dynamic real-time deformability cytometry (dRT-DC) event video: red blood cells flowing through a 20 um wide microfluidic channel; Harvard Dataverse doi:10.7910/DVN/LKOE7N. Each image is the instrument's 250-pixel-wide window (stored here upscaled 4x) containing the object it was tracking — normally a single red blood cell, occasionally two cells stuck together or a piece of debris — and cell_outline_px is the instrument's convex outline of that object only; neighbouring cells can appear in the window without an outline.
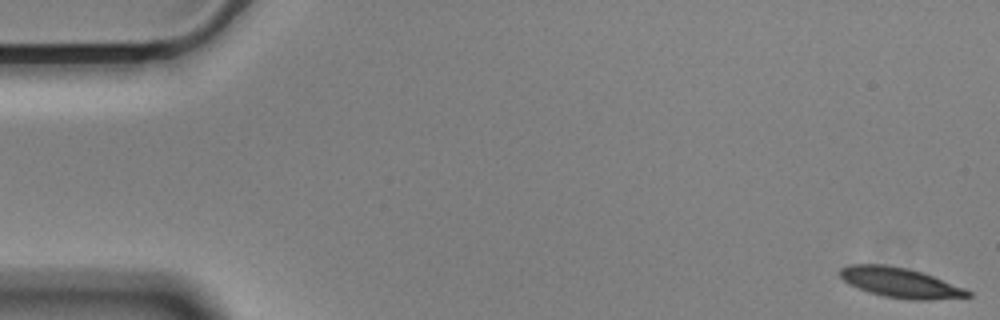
{"species": "Egyptian fruit bat (a non-hibernating species)", "species_latin": "Rousettus aegyptiacus", "temperature_condition": "cold", "stored_images_in_passage": 57, "camera_frame_rate_fps": 3000, "um_per_image_px": 0.085, "animal": {"sex": "male"}, "frame": {"image": 1, "passage_image": 1, "time_ms": 0.0, "image_size_px": [1000, 320], "cell_outline_px": [[972, 296], [932, 300], [908, 300], [884, 296], [868, 292], [848, 284], [840, 276], [840, 268], [848, 264], [884, 264], [908, 268], [932, 276], [964, 288], [972, 292]], "centroid_in_image_um": [76.49, 24.03], "position_along_channel_um": 8.5, "area_um2": 22.31}}
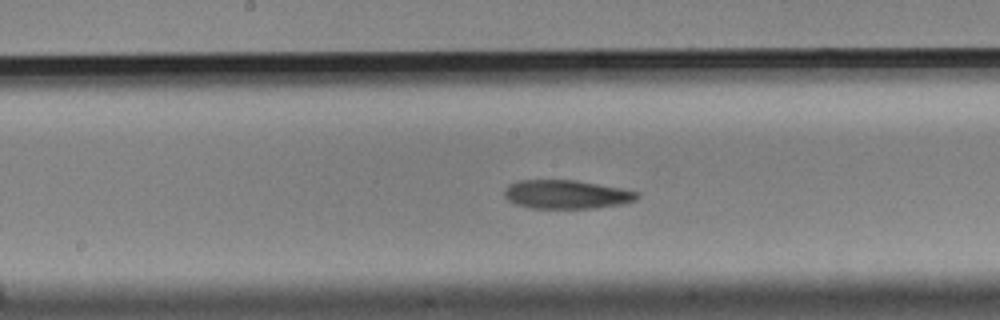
{"frame": {"image": 2, "passage_image": 29, "time_ms": 9.333, "image_size_px": [1000, 320], "cell_outline_px": [[640, 196], [636, 200], [624, 204], [592, 208], [528, 208], [516, 204], [508, 200], [504, 196], [504, 188], [508, 184], [520, 180], [576, 180], [620, 188], [640, 192]], "centroid_in_image_um": [48.15, 16.52], "position_along_channel_um": 200.1, "area_um2": 22.37}}
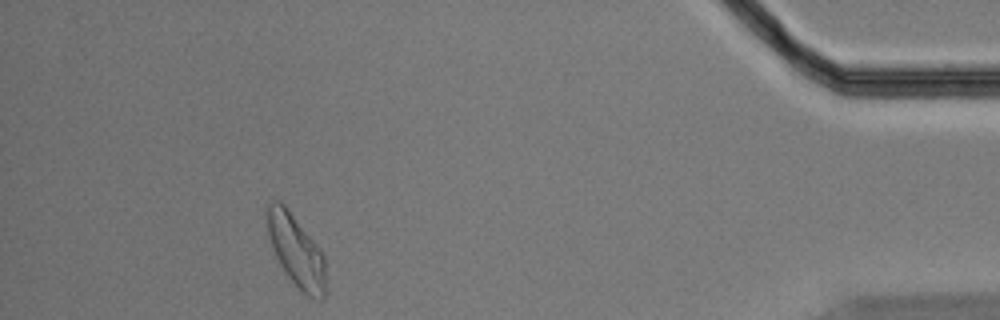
{"frame": {"image": 3, "passage_image": 52, "time_ms": 17.0, "image_size_px": [1000, 320], "cell_outline_px": [[324, 296], [308, 296], [300, 292], [288, 276], [280, 264], [276, 256], [268, 232], [268, 208], [272, 200], [280, 200], [284, 204], [316, 244], [324, 256]], "centroid_in_image_um": [25.16, 21.3], "position_along_channel_um": 410.0, "area_um2": 23.52}, "authors_computed_cell_mechanics": {"area_um2": 23.0622, "velocity_mm_per_s": 3.4979, "shape_relaxation_time_tau1_ms": 4.8207, "shape_relaxation_time_tau2_ms": 5.2473, "deformation_change_tau1": 0.1567, "deformation_change_tau2": 0.1379}}